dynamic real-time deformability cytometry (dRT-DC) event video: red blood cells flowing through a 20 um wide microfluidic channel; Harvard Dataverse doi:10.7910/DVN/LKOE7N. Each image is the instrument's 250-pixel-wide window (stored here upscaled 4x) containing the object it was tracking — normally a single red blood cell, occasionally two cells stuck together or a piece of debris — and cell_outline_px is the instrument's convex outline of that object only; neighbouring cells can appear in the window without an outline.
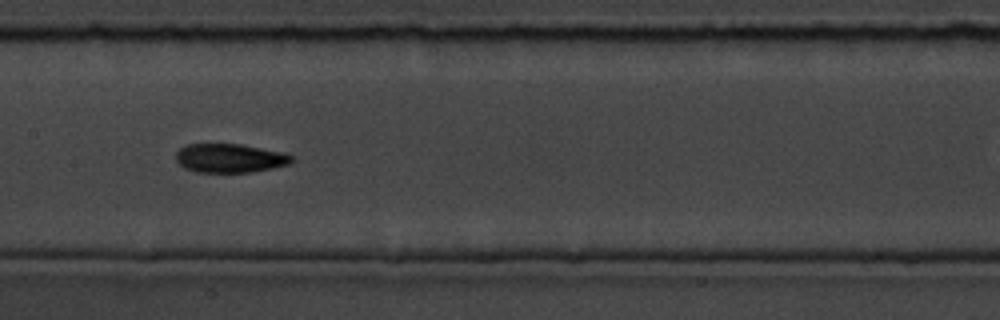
{"species": "common noctule bat (a hibernating species)", "species_latin": "Nyctalus noctula", "temperature_condition": "room temperature", "stored_images_in_passage": 17, "camera_frame_rate_fps": 3000, "um_per_image_px": 0.085, "animal": {"sex": "male", "body_mass_g": 19.5, "forearm_length_mm": 54.6}, "frame": {"image": 1, "passage_image": 8, "time_ms": 8.0, "image_size_px": [1000, 320], "cell_outline_px": [[296, 160], [292, 164], [272, 168], [248, 172], [196, 172], [184, 168], [176, 160], [176, 152], [180, 148], [188, 144], [240, 144], [288, 152]], "centroid_in_image_um": [19.61, 13.44], "position_along_channel_um": 187.8, "area_um2": 19.77}}
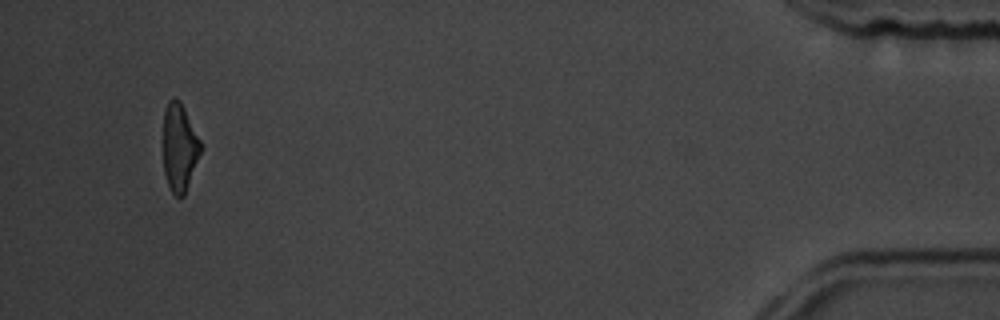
{"frame": {"image": 2, "passage_image": 17, "time_ms": 18.333, "image_size_px": [1000, 320], "cell_outline_px": [[200, 152], [184, 196], [176, 196], [172, 192], [168, 184], [164, 172], [164, 112], [168, 100], [172, 96], [176, 96], [180, 100], [200, 140]], "centroid_in_image_um": [15.23, 12.48], "position_along_channel_um": 420.0, "area_um2": 18.79}, "authors_computed_cell_mechanics": {"area_um2": 19.1318, "velocity_mm_per_s": 3.6567, "shape_relaxation_time_tau1_ms": 6.4807, "shape_relaxation_time_tau2_ms": 2.6732, "deformation_change_tau1": 0.1609, "deformation_change_tau2": 0.0851}}